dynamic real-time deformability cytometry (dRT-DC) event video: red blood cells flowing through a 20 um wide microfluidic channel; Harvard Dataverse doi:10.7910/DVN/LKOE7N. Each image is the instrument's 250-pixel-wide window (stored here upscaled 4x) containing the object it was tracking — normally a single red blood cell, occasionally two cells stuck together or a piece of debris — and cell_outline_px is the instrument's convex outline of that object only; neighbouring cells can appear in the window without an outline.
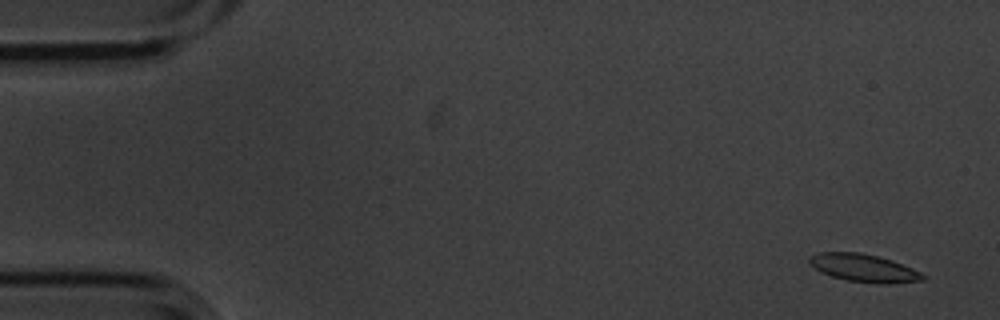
{"species": "common noctule bat (a hibernating species)", "species_latin": "Nyctalus noctula", "temperature_condition": "cold", "stored_images_in_passage": 5, "camera_frame_rate_fps": 3000, "um_per_image_px": 0.085, "animal": {"sex": "male", "body_mass_g": 20.1, "forearm_length_mm": 53.5}, "frame": {"image": 1, "passage_image": 1, "time_ms": 0.0, "image_size_px": [1000, 320], "cell_outline_px": [[928, 276], [924, 280], [888, 284], [884, 284], [848, 280], [832, 276], [820, 272], [808, 264], [808, 256], [820, 252], [860, 252], [892, 260], [912, 268]], "centroid_in_image_um": [73.4, 22.77], "position_along_channel_um": 11.6, "area_um2": 18.44}}
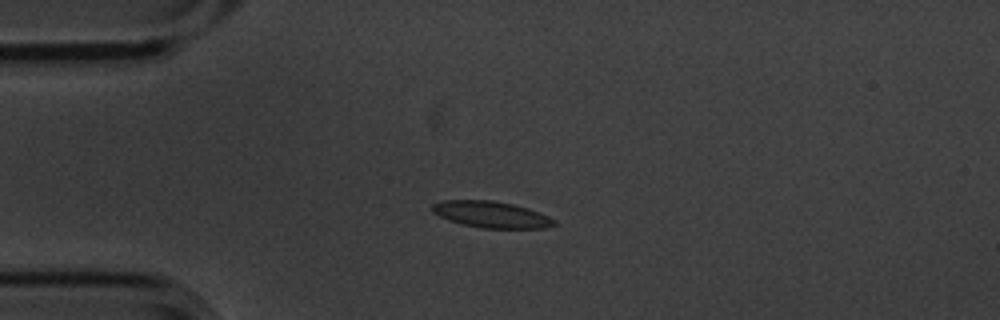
{"frame": {"image": 2, "passage_image": 4, "time_ms": 1.0, "image_size_px": [1000, 320], "cell_outline_px": [[556, 224], [544, 228], [480, 228], [464, 224], [440, 216], [432, 212], [432, 204], [444, 200], [492, 200], [512, 204], [528, 208], [548, 216], [556, 220]], "centroid_in_image_um": [41.78, 18.23], "position_along_channel_um": 43.2, "area_um2": 18.55}}